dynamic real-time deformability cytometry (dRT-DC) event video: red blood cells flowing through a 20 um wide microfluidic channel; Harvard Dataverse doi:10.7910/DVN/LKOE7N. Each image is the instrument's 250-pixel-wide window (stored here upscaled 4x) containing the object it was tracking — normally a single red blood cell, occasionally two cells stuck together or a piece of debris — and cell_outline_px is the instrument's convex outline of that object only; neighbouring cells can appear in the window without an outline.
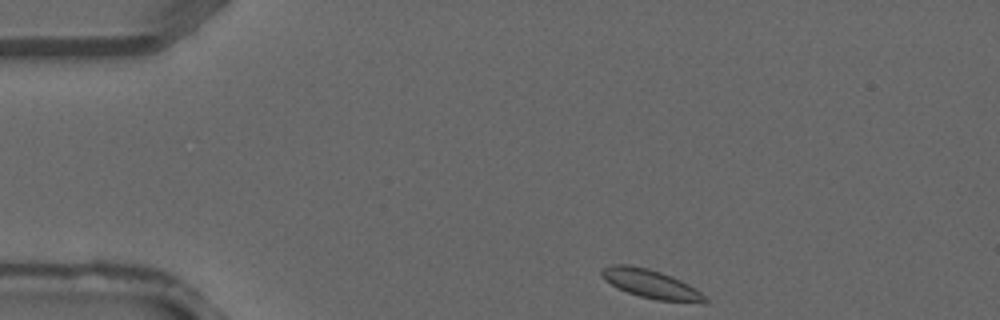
{"species": "common noctule bat (a hibernating species)", "species_latin": "Nyctalus noctula", "temperature_condition": "warm", "stored_images_in_passage": 2, "camera_frame_rate_fps": 3000, "um_per_image_px": 0.085, "animal": {"sex": "male", "forearm_length_mm": 52.5}, "frame": {"image": 1, "passage_image": 1, "time_ms": 0.0, "image_size_px": [1000, 320], "cell_outline_px": [[708, 304], [704, 304], [656, 300], [640, 296], [616, 288], [604, 280], [600, 276], [600, 272], [604, 268], [612, 264], [628, 264], [648, 268], [672, 276], [696, 288], [708, 300]], "centroid_in_image_um": [55.34, 24.15], "position_along_channel_um": 29.7, "area_um2": 17.57}}